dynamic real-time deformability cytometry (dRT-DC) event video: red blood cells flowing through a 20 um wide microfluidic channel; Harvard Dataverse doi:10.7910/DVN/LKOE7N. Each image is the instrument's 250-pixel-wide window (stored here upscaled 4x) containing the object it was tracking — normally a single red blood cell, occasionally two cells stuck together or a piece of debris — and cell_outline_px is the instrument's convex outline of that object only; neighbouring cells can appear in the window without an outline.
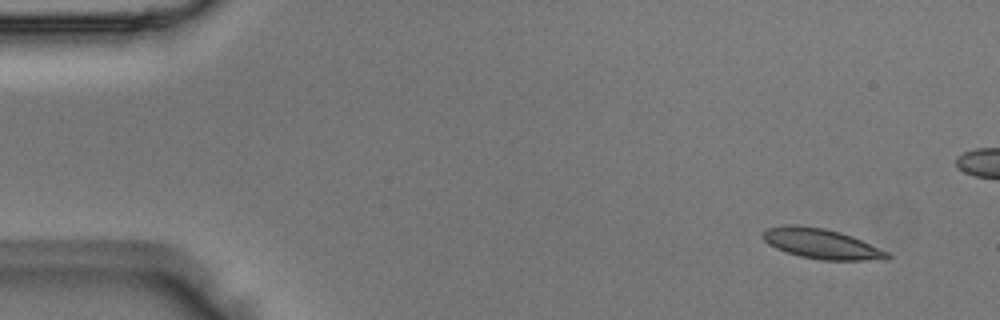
{"species": "Egyptian fruit bat (a non-hibernating species)", "species_latin": "Rousettus aegyptiacus", "temperature_condition": "room temperature", "stored_images_in_passage": 5, "camera_frame_rate_fps": 3000, "um_per_image_px": 0.085, "animal": {"sex": "male"}, "frame": {"image": 1, "passage_image": 1, "time_ms": 0.0, "image_size_px": [1000, 320], "cell_outline_px": [[892, 256], [888, 260], [820, 260], [800, 256], [776, 248], [768, 244], [760, 236], [764, 228], [784, 224], [796, 224], [824, 228], [840, 232], [852, 236], [888, 252]], "centroid_in_image_um": [69.78, 20.7], "position_along_channel_um": 15.2, "area_um2": 22.08}}